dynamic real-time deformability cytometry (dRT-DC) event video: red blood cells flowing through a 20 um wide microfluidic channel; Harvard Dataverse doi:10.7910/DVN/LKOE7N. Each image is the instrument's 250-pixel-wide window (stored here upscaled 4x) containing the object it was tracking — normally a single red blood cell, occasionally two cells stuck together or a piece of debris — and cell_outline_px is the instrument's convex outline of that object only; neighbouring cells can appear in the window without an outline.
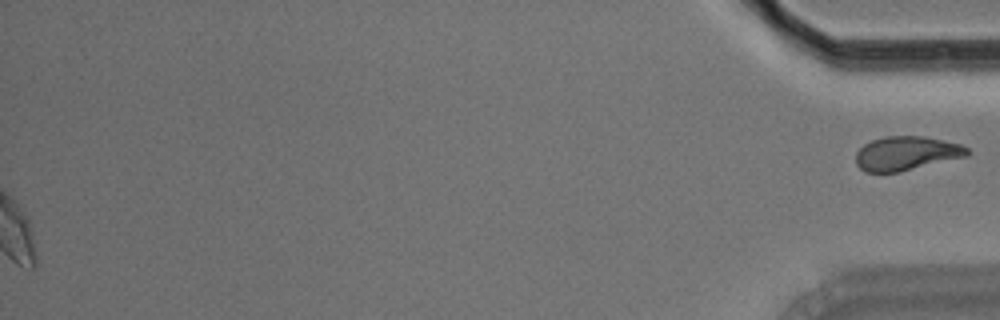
{"species": "Egyptian fruit bat (a non-hibernating species)", "species_latin": "Rousettus aegyptiacus", "temperature_condition": "room temperature", "stored_images_in_passage": 47, "segment_of_instrument_passage": [2, 2], "camera_frame_rate_fps": 3000, "um_per_image_px": 0.085, "animal": {"sex": "male"}, "frame": {"image": 1, "passage_image": 47, "time_ms": 15.333, "image_size_px": [1000, 320], "cell_outline_px": [[972, 152], [968, 156], [900, 172], [864, 172], [856, 164], [856, 152], [864, 144], [872, 140], [884, 136], [924, 136], [960, 144], [968, 148]], "centroid_in_image_um": [77.06, 13.04], "position_along_channel_um": 358.1, "area_um2": 22.25}}